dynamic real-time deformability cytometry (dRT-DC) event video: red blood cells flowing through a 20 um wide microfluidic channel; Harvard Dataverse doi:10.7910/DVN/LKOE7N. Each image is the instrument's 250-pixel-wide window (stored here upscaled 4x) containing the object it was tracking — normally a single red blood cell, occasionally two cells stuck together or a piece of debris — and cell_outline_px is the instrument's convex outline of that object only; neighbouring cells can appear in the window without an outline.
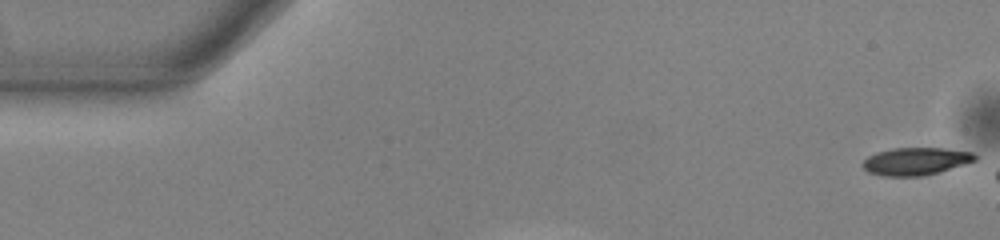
{"species": "common noctule bat (a hibernating species)", "species_latin": "Nyctalus noctula", "temperature_condition": "warm", "stored_images_in_passage": 6, "camera_frame_rate_fps": 3000, "um_per_image_px": 0.085, "animal": {"sex": "male", "body_mass_g": 13.0, "forearm_length_mm": 53.1}, "frame": {"image": 1, "passage_image": 1, "time_ms": 0.0, "image_size_px": [1000, 240], "cell_outline_px": [[976, 160], [940, 172], [924, 176], [884, 176], [868, 172], [860, 164], [868, 156], [892, 148], [944, 148], [972, 152], [976, 156]], "centroid_in_image_um": [77.83, 13.71], "position_along_channel_um": 7.2, "area_um2": 17.98}}